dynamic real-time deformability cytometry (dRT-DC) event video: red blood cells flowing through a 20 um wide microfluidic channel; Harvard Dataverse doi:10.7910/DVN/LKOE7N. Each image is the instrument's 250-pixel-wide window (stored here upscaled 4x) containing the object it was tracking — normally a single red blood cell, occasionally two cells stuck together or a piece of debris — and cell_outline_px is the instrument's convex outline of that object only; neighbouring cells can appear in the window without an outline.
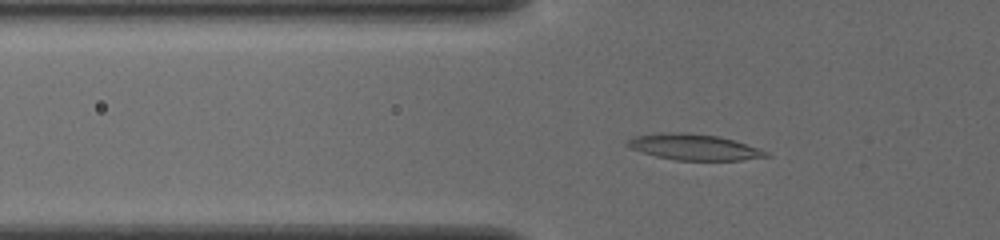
{"species": "common noctule bat (a hibernating species)", "species_latin": "Nyctalus noctula", "temperature_condition": "cold", "stored_images_in_passage": 49, "camera_frame_rate_fps": 3000, "um_per_image_px": 0.085, "animal": {"sex": "female", "body_mass_g": 19.5, "forearm_length_mm": 54.1}, "frame": {"image": 1, "passage_image": 15, "time_ms": 4.667, "image_size_px": [1000, 240], "cell_outline_px": [[772, 156], [740, 160], [676, 160], [656, 156], [632, 148], [624, 144], [632, 136], [660, 132], [688, 132], [716, 136], [732, 140], [760, 148], [768, 152]], "centroid_in_image_um": [58.98, 12.49], "position_along_channel_um": 66.8, "area_um2": 20.92}}
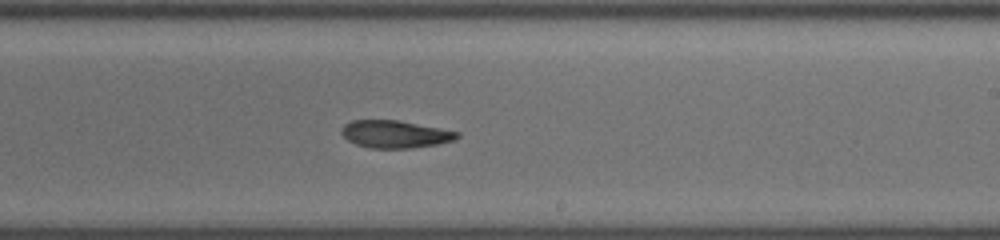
{"frame": {"image": 2, "passage_image": 30, "time_ms": 9.667, "image_size_px": [1000, 240], "cell_outline_px": [[460, 136], [456, 140], [436, 144], [412, 148], [368, 148], [356, 144], [348, 140], [340, 132], [340, 128], [344, 124], [352, 120], [400, 120], [460, 132]], "centroid_in_image_um": [33.58, 11.4], "position_along_channel_um": 255.4, "area_um2": 18.67}}
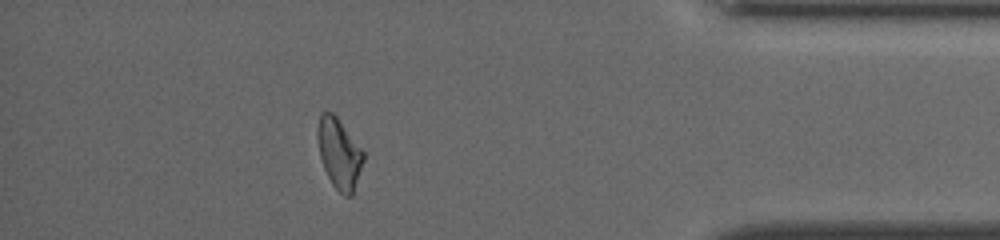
{"frame": {"image": 3, "passage_image": 44, "time_ms": 14.333, "image_size_px": [1000, 240], "cell_outline_px": [[364, 160], [352, 196], [344, 196], [332, 184], [324, 168], [320, 156], [316, 136], [316, 128], [320, 112], [332, 112], [336, 116], [364, 152]], "centroid_in_image_um": [28.81, 13.03], "position_along_channel_um": 406.4, "area_um2": 18.73}, "authors_computed_cell_mechanics": {"area_um2": 19.7098, "velocity_mm_per_s": 3.9089, "shape_relaxation_time_tau1_ms": 9.4535, "shape_relaxation_time_tau2_ms": 9.2032, "deformation_change_tau1": 0.2311, "deformation_change_tau2": 0.2079}}